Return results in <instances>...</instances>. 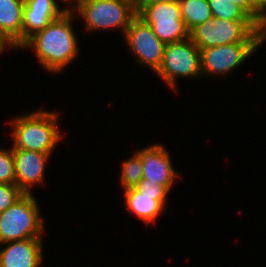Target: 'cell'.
I'll list each match as a JSON object with an SVG mask.
<instances>
[{"mask_svg": "<svg viewBox=\"0 0 266 267\" xmlns=\"http://www.w3.org/2000/svg\"><path fill=\"white\" fill-rule=\"evenodd\" d=\"M22 44L51 21L59 18L68 8L60 10L56 0H24Z\"/></svg>", "mask_w": 266, "mask_h": 267, "instance_id": "obj_12", "label": "cell"}, {"mask_svg": "<svg viewBox=\"0 0 266 267\" xmlns=\"http://www.w3.org/2000/svg\"><path fill=\"white\" fill-rule=\"evenodd\" d=\"M138 16L151 26L153 32L165 44L181 42L189 38L181 17L178 0H168L145 7Z\"/></svg>", "mask_w": 266, "mask_h": 267, "instance_id": "obj_7", "label": "cell"}, {"mask_svg": "<svg viewBox=\"0 0 266 267\" xmlns=\"http://www.w3.org/2000/svg\"><path fill=\"white\" fill-rule=\"evenodd\" d=\"M76 7L88 31L120 27L124 36L136 16L134 6L124 0H81Z\"/></svg>", "mask_w": 266, "mask_h": 267, "instance_id": "obj_5", "label": "cell"}, {"mask_svg": "<svg viewBox=\"0 0 266 267\" xmlns=\"http://www.w3.org/2000/svg\"><path fill=\"white\" fill-rule=\"evenodd\" d=\"M38 204L31 193H24L9 208L0 213V243L42 238L44 225Z\"/></svg>", "mask_w": 266, "mask_h": 267, "instance_id": "obj_3", "label": "cell"}, {"mask_svg": "<svg viewBox=\"0 0 266 267\" xmlns=\"http://www.w3.org/2000/svg\"><path fill=\"white\" fill-rule=\"evenodd\" d=\"M124 192L127 209L147 224L156 223L157 217L165 210L167 196H147L134 188H128Z\"/></svg>", "mask_w": 266, "mask_h": 267, "instance_id": "obj_15", "label": "cell"}, {"mask_svg": "<svg viewBox=\"0 0 266 267\" xmlns=\"http://www.w3.org/2000/svg\"><path fill=\"white\" fill-rule=\"evenodd\" d=\"M239 6L255 23L258 21L260 12L255 8L254 0H230Z\"/></svg>", "mask_w": 266, "mask_h": 267, "instance_id": "obj_22", "label": "cell"}, {"mask_svg": "<svg viewBox=\"0 0 266 267\" xmlns=\"http://www.w3.org/2000/svg\"><path fill=\"white\" fill-rule=\"evenodd\" d=\"M168 0H136L134 10L138 15L145 7Z\"/></svg>", "mask_w": 266, "mask_h": 267, "instance_id": "obj_24", "label": "cell"}, {"mask_svg": "<svg viewBox=\"0 0 266 267\" xmlns=\"http://www.w3.org/2000/svg\"><path fill=\"white\" fill-rule=\"evenodd\" d=\"M189 38L199 50L240 42H258L253 20H227L215 17L194 27L189 32Z\"/></svg>", "mask_w": 266, "mask_h": 267, "instance_id": "obj_4", "label": "cell"}, {"mask_svg": "<svg viewBox=\"0 0 266 267\" xmlns=\"http://www.w3.org/2000/svg\"><path fill=\"white\" fill-rule=\"evenodd\" d=\"M41 238L7 242L0 250V267H40L42 264Z\"/></svg>", "mask_w": 266, "mask_h": 267, "instance_id": "obj_13", "label": "cell"}, {"mask_svg": "<svg viewBox=\"0 0 266 267\" xmlns=\"http://www.w3.org/2000/svg\"><path fill=\"white\" fill-rule=\"evenodd\" d=\"M24 192L16 184L0 183V213L9 208Z\"/></svg>", "mask_w": 266, "mask_h": 267, "instance_id": "obj_20", "label": "cell"}, {"mask_svg": "<svg viewBox=\"0 0 266 267\" xmlns=\"http://www.w3.org/2000/svg\"><path fill=\"white\" fill-rule=\"evenodd\" d=\"M255 8L261 12L266 8V0H254Z\"/></svg>", "mask_w": 266, "mask_h": 267, "instance_id": "obj_26", "label": "cell"}, {"mask_svg": "<svg viewBox=\"0 0 266 267\" xmlns=\"http://www.w3.org/2000/svg\"><path fill=\"white\" fill-rule=\"evenodd\" d=\"M156 73L173 89H175V82L178 77L201 76L199 48L190 38L181 42L166 44L161 66Z\"/></svg>", "mask_w": 266, "mask_h": 267, "instance_id": "obj_6", "label": "cell"}, {"mask_svg": "<svg viewBox=\"0 0 266 267\" xmlns=\"http://www.w3.org/2000/svg\"><path fill=\"white\" fill-rule=\"evenodd\" d=\"M136 152L142 160V179H148V182L164 185L170 191L176 173L164 146L155 144Z\"/></svg>", "mask_w": 266, "mask_h": 267, "instance_id": "obj_11", "label": "cell"}, {"mask_svg": "<svg viewBox=\"0 0 266 267\" xmlns=\"http://www.w3.org/2000/svg\"><path fill=\"white\" fill-rule=\"evenodd\" d=\"M51 153H40L24 149H13L15 163V184L24 192L44 180L45 164Z\"/></svg>", "mask_w": 266, "mask_h": 267, "instance_id": "obj_10", "label": "cell"}, {"mask_svg": "<svg viewBox=\"0 0 266 267\" xmlns=\"http://www.w3.org/2000/svg\"><path fill=\"white\" fill-rule=\"evenodd\" d=\"M124 1L129 2L133 6H135V3H136V0H124Z\"/></svg>", "mask_w": 266, "mask_h": 267, "instance_id": "obj_27", "label": "cell"}, {"mask_svg": "<svg viewBox=\"0 0 266 267\" xmlns=\"http://www.w3.org/2000/svg\"><path fill=\"white\" fill-rule=\"evenodd\" d=\"M6 46L15 48L0 32V53L6 48Z\"/></svg>", "mask_w": 266, "mask_h": 267, "instance_id": "obj_25", "label": "cell"}, {"mask_svg": "<svg viewBox=\"0 0 266 267\" xmlns=\"http://www.w3.org/2000/svg\"><path fill=\"white\" fill-rule=\"evenodd\" d=\"M259 42H240L200 50L201 71L208 74L225 75L239 67L256 48Z\"/></svg>", "mask_w": 266, "mask_h": 267, "instance_id": "obj_9", "label": "cell"}, {"mask_svg": "<svg viewBox=\"0 0 266 267\" xmlns=\"http://www.w3.org/2000/svg\"><path fill=\"white\" fill-rule=\"evenodd\" d=\"M62 1H65V2L67 1V2H69L70 0H61V2H62ZM74 1H76V4H77V3H78L79 1H81V0H74Z\"/></svg>", "mask_w": 266, "mask_h": 267, "instance_id": "obj_28", "label": "cell"}, {"mask_svg": "<svg viewBox=\"0 0 266 267\" xmlns=\"http://www.w3.org/2000/svg\"><path fill=\"white\" fill-rule=\"evenodd\" d=\"M255 33L261 45L266 40V8L260 12L259 19L255 23Z\"/></svg>", "mask_w": 266, "mask_h": 267, "instance_id": "obj_23", "label": "cell"}, {"mask_svg": "<svg viewBox=\"0 0 266 267\" xmlns=\"http://www.w3.org/2000/svg\"><path fill=\"white\" fill-rule=\"evenodd\" d=\"M121 184L124 190L134 188V186L143 178V165L139 154L135 151L134 155L127 159L121 169Z\"/></svg>", "mask_w": 266, "mask_h": 267, "instance_id": "obj_18", "label": "cell"}, {"mask_svg": "<svg viewBox=\"0 0 266 267\" xmlns=\"http://www.w3.org/2000/svg\"><path fill=\"white\" fill-rule=\"evenodd\" d=\"M212 17L227 20H252L239 6L230 0H207Z\"/></svg>", "mask_w": 266, "mask_h": 267, "instance_id": "obj_17", "label": "cell"}, {"mask_svg": "<svg viewBox=\"0 0 266 267\" xmlns=\"http://www.w3.org/2000/svg\"><path fill=\"white\" fill-rule=\"evenodd\" d=\"M24 0H0V32L14 46L22 45Z\"/></svg>", "mask_w": 266, "mask_h": 267, "instance_id": "obj_14", "label": "cell"}, {"mask_svg": "<svg viewBox=\"0 0 266 267\" xmlns=\"http://www.w3.org/2000/svg\"><path fill=\"white\" fill-rule=\"evenodd\" d=\"M124 37L139 64H145L156 73L161 66L166 44L153 32L150 25L136 15L130 22Z\"/></svg>", "mask_w": 266, "mask_h": 267, "instance_id": "obj_8", "label": "cell"}, {"mask_svg": "<svg viewBox=\"0 0 266 267\" xmlns=\"http://www.w3.org/2000/svg\"><path fill=\"white\" fill-rule=\"evenodd\" d=\"M73 11L70 7L43 30L29 37L21 46L32 48L37 60L49 72H60L78 54L77 39L72 28Z\"/></svg>", "mask_w": 266, "mask_h": 267, "instance_id": "obj_1", "label": "cell"}, {"mask_svg": "<svg viewBox=\"0 0 266 267\" xmlns=\"http://www.w3.org/2000/svg\"><path fill=\"white\" fill-rule=\"evenodd\" d=\"M0 183L15 184V163L13 148L0 149Z\"/></svg>", "mask_w": 266, "mask_h": 267, "instance_id": "obj_19", "label": "cell"}, {"mask_svg": "<svg viewBox=\"0 0 266 267\" xmlns=\"http://www.w3.org/2000/svg\"><path fill=\"white\" fill-rule=\"evenodd\" d=\"M181 17L190 32L199 24L212 19L211 9L207 0H178Z\"/></svg>", "mask_w": 266, "mask_h": 267, "instance_id": "obj_16", "label": "cell"}, {"mask_svg": "<svg viewBox=\"0 0 266 267\" xmlns=\"http://www.w3.org/2000/svg\"><path fill=\"white\" fill-rule=\"evenodd\" d=\"M57 113L35 111L12 120L13 149L52 153L62 139L57 126Z\"/></svg>", "mask_w": 266, "mask_h": 267, "instance_id": "obj_2", "label": "cell"}, {"mask_svg": "<svg viewBox=\"0 0 266 267\" xmlns=\"http://www.w3.org/2000/svg\"><path fill=\"white\" fill-rule=\"evenodd\" d=\"M134 189L147 196H167L169 190L164 185L148 182V179H141Z\"/></svg>", "mask_w": 266, "mask_h": 267, "instance_id": "obj_21", "label": "cell"}]
</instances>
